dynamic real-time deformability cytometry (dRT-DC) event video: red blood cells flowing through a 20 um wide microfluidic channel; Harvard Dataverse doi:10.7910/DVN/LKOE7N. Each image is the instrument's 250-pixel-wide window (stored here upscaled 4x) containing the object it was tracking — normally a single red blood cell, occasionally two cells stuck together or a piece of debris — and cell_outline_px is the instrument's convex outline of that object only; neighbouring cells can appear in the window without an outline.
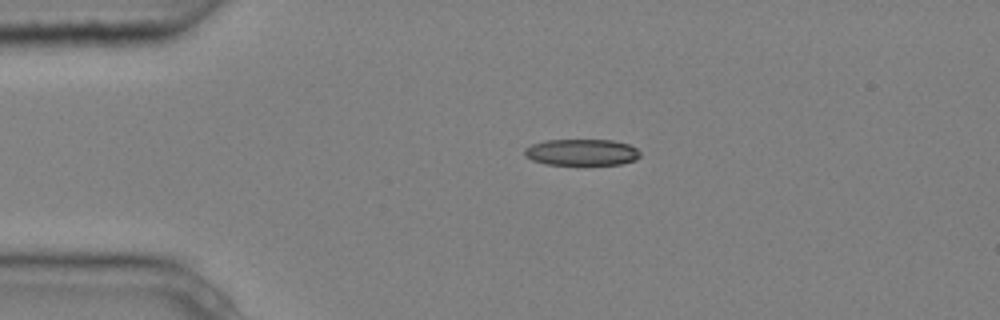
{"species": "common noctule bat (a hibernating species)", "species_latin": "Nyctalus noctula", "temperature_condition": "cold", "stored_images_in_passage": 3, "camera_frame_rate_fps": 3000, "um_per_image_px": 0.085, "animal": {"sex": "male", "body_mass_g": 20.4}, "frame": {"image": 1, "passage_image": 2, "time_ms": 0.333, "image_size_px": [1000, 320], "cell_outline_px": [[640, 156], [636, 160], [620, 164], [544, 164], [532, 160], [524, 156], [524, 148], [532, 144], [544, 140], [612, 140], [628, 144], [636, 148], [640, 152]], "centroid_in_image_um": [49.42, 12.94], "position_along_channel_um": 35.6, "area_um2": 17.8}}